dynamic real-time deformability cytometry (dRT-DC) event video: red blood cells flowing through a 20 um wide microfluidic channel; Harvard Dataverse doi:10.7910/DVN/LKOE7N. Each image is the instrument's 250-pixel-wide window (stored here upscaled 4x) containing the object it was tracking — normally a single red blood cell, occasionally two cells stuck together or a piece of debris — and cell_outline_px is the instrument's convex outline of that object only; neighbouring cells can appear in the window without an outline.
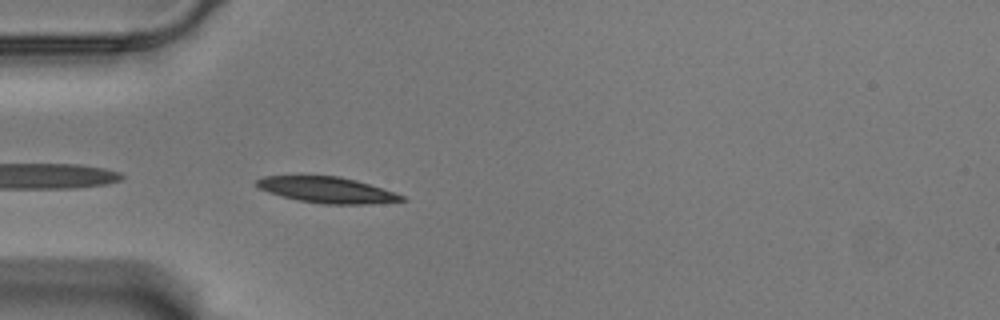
{"species": "Egyptian fruit bat (a non-hibernating species)", "species_latin": "Rousettus aegyptiacus", "temperature_condition": "warm", "stored_images_in_passage": 6, "camera_frame_rate_fps": 3000, "um_per_image_px": 0.085, "animal": {"sex": "male"}, "frame": {"image": 1, "passage_image": 2, "time_ms": 0.333, "image_size_px": [1000, 320], "cell_outline_px": [[408, 200], [368, 204], [324, 204], [300, 200], [268, 192], [260, 188], [256, 184], [256, 180], [264, 176], [340, 176], [356, 180], [396, 192], [404, 196]], "centroid_in_image_um": [27.86, 16.14], "position_along_channel_um": 57.1, "area_um2": 21.73}}